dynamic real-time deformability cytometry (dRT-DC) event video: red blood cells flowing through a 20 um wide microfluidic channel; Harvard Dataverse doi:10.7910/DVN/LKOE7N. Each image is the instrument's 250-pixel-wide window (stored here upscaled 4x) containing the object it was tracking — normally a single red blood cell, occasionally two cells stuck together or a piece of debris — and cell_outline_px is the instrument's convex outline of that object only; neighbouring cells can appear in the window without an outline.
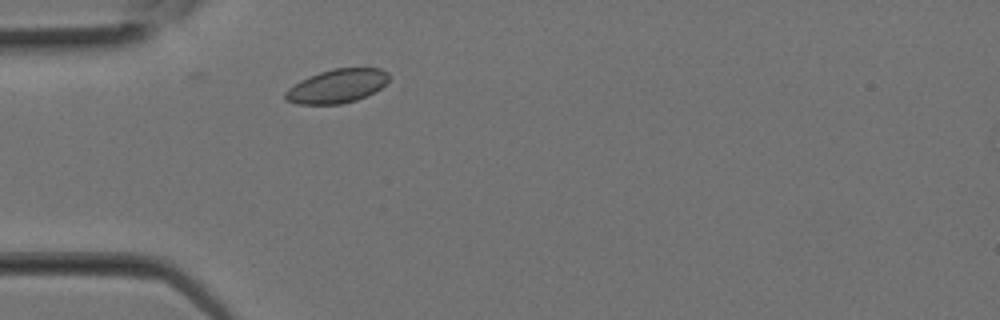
{"species": "Egyptian fruit bat (a non-hibernating species)", "species_latin": "Rousettus aegyptiacus", "temperature_condition": "room temperature", "stored_images_in_passage": 10, "camera_frame_rate_fps": 3000, "um_per_image_px": 0.085, "animal": {"sex": "female"}, "frame": {"image": 1, "passage_image": 2, "time_ms": 0.333, "image_size_px": [1000, 320], "cell_outline_px": [[388, 80], [380, 88], [356, 100], [340, 104], [296, 104], [284, 100], [284, 92], [288, 88], [300, 80], [308, 76], [332, 68], [380, 68], [388, 72]], "centroid_in_image_um": [28.59, 7.31], "position_along_channel_um": 56.4, "area_um2": 20.35}}
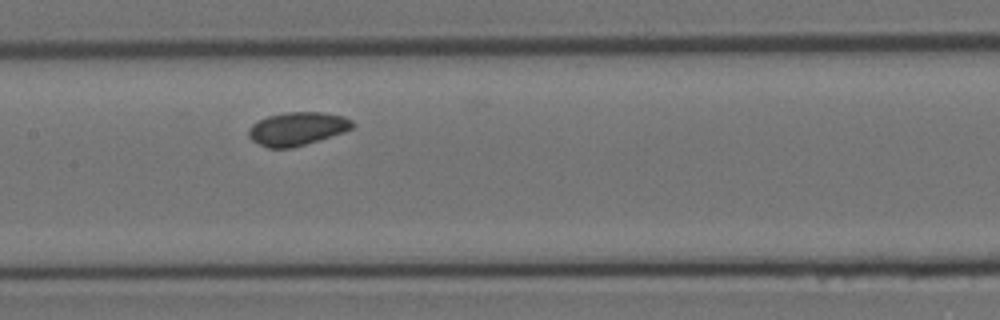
{"frame": {"image": 2, "passage_image": 7, "time_ms": 2.0, "image_size_px": [1000, 320], "cell_outline_px": [[356, 124], [352, 128], [344, 132], [292, 148], [268, 148], [252, 140], [248, 136], [248, 128], [252, 124], [268, 116], [284, 112], [324, 112], [344, 116], [352, 120]], "centroid_in_image_um": [25.28, 10.93], "position_along_channel_um": 182.1, "area_um2": 20.17}}
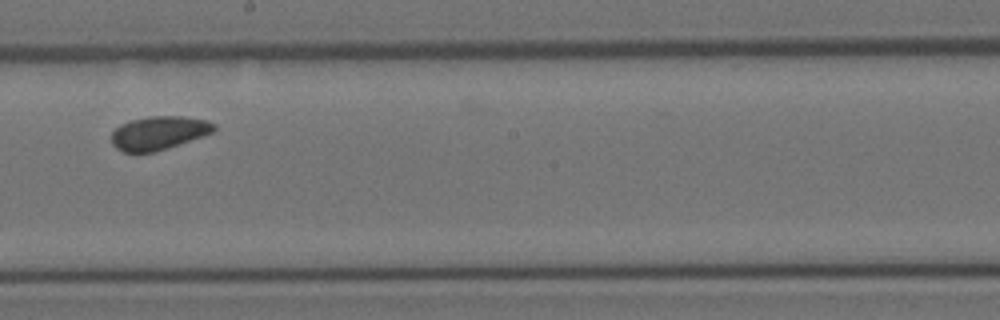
{"frame": {"image": 3, "passage_image": 9, "time_ms": 2.667, "image_size_px": [1000, 320], "cell_outline_px": [[216, 128], [212, 132], [156, 152], [124, 152], [116, 148], [112, 144], [112, 132], [120, 124], [132, 120], [148, 116], [184, 116], [208, 120], [216, 124]], "centroid_in_image_um": [13.49, 11.29], "position_along_channel_um": 234.7, "area_um2": 19.94}}